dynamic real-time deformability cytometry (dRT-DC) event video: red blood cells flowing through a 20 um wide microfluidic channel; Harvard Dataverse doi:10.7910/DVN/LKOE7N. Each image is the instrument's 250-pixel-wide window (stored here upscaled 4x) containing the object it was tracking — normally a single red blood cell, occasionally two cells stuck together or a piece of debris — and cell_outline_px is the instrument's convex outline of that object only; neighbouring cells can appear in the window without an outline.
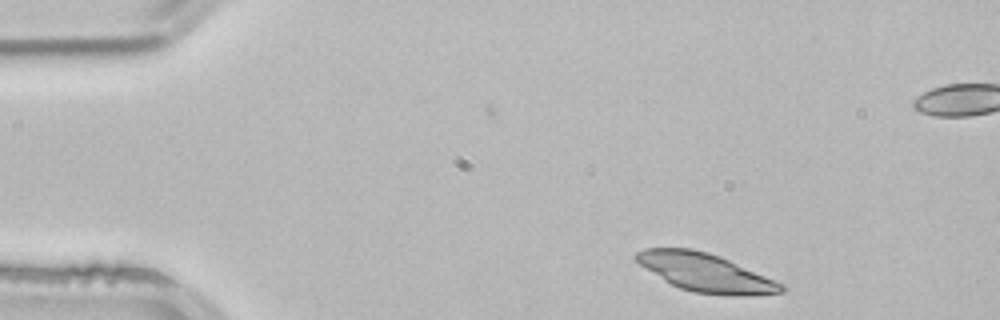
{"species": "common noctule bat (a hibernating species)", "species_latin": "Nyctalus noctula", "temperature_condition": "room temperature", "stored_images_in_passage": 2, "camera_frame_rate_fps": 3000, "um_per_image_px": 0.085, "animal": {"sex": "male", "body_mass_g": 21.5, "forearm_length_mm": 52.0}, "frame": {"image": 1, "passage_image": 1, "time_ms": 0.0, "image_size_px": [1000, 320], "cell_outline_px": [[788, 288], [784, 292], [748, 296], [728, 296], [692, 292], [680, 288], [664, 280], [640, 264], [632, 256], [636, 252], [644, 248], [692, 248], [708, 252], [720, 256], [784, 284]], "centroid_in_image_um": [60.0, 23.18], "position_along_channel_um": 25.0, "area_um2": 32.43}}